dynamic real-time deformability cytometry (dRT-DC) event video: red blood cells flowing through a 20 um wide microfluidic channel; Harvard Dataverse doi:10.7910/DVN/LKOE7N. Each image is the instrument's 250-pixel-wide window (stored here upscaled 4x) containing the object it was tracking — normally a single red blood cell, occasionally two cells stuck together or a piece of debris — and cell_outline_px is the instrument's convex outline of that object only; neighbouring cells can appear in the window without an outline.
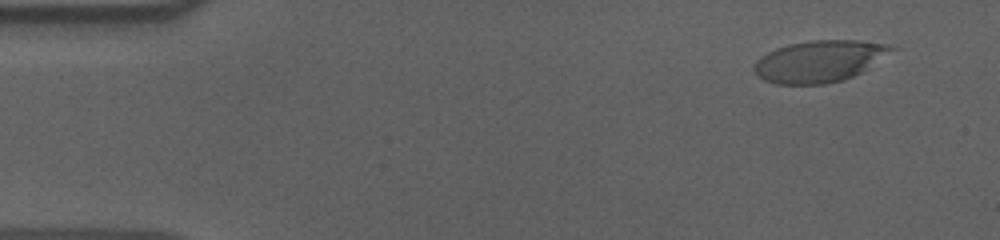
{"species": "human", "species_latin": "Homo sapiens", "temperature_condition": "cold", "stored_images_in_passage": 56, "camera_frame_rate_fps": 3000, "um_per_image_px": 0.085, "donor": {"sex": "male"}, "frame": {"image": 1, "passage_image": 4, "time_ms": 1.0, "image_size_px": [1000, 240], "cell_outline_px": [[900, 48], [868, 68], [844, 80], [824, 84], [776, 84], [764, 80], [752, 68], [756, 60], [768, 52], [776, 48], [788, 44], [812, 40], [856, 40], [888, 44]], "centroid_in_image_um": [69.69, 5.19], "position_along_channel_um": 15.3, "area_um2": 33.47}}
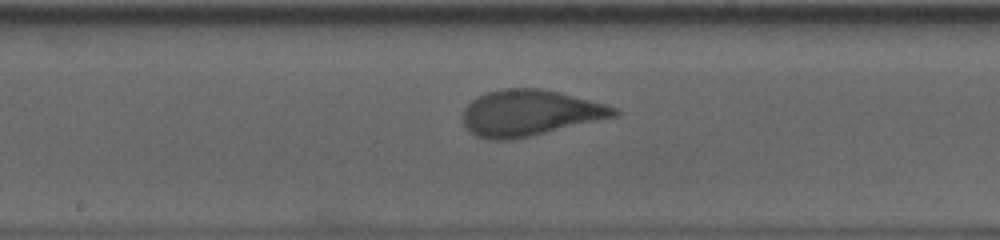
{"frame": {"image": 2, "passage_image": 29, "time_ms": 9.333, "image_size_px": [1000, 240], "cell_outline_px": [[620, 112], [616, 116], [532, 136], [512, 140], [488, 140], [476, 136], [468, 132], [464, 124], [464, 108], [472, 100], [488, 92], [504, 88], [540, 88], [560, 92], [620, 108]], "centroid_in_image_um": [45.03, 9.61], "position_along_channel_um": 203.2, "area_um2": 40.63}}
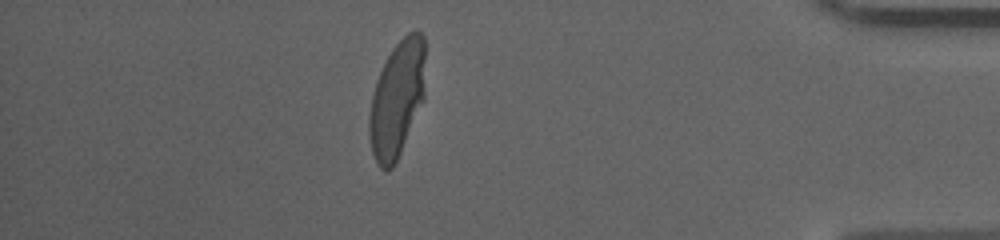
{"frame": {"image": 3, "passage_image": 49, "time_ms": 16.0, "image_size_px": [1000, 240], "cell_outline_px": [[424, 100], [400, 152], [392, 168], [384, 172], [380, 168], [372, 152], [368, 132], [368, 116], [372, 96], [376, 80], [392, 48], [408, 32], [416, 28], [424, 36]], "centroid_in_image_um": [33.74, 8.41], "position_along_channel_um": 401.5, "area_um2": 37.97}, "authors_computed_cell_mechanics": {"area_um2": 38.5237, "velocity_mm_per_s": 3.5952, "shape_relaxation_time_tau1_ms": 3.6899, "shape_relaxation_time_tau2_ms": null, "deformation_change_tau1": 0.1969, "deformation_change_tau2": null}}